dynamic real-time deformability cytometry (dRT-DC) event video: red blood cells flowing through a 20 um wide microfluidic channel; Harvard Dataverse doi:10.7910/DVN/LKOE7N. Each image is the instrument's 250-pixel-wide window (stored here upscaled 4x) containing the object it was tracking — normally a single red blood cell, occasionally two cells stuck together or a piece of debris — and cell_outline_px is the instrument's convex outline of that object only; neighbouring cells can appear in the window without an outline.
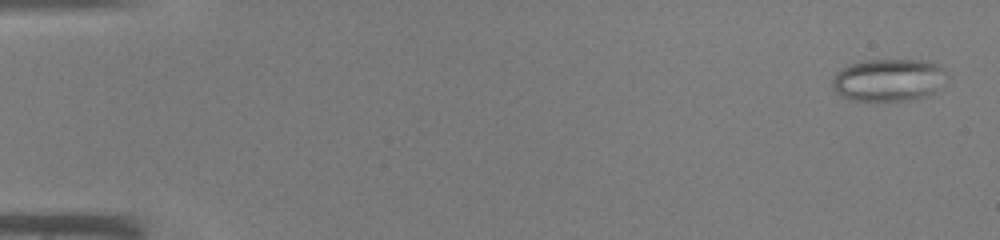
{"species": "common noctule bat (a hibernating species)", "species_latin": "Nyctalus noctula", "temperature_condition": "warm", "stored_images_in_passage": 45, "camera_frame_rate_fps": 3000, "um_per_image_px": 0.085, "animal": {"sex": "male", "body_mass_g": 19.0, "forearm_length_mm": 50.8}, "frame": {"image": 1, "passage_image": 2, "time_ms": 0.333, "image_size_px": [1000, 240], "cell_outline_px": [[948, 72], [932, 92], [928, 96], [916, 100], [848, 100], [840, 96], [832, 88], [832, 80], [836, 72], [852, 64], [864, 60], [932, 60], [940, 64]], "centroid_in_image_um": [75.52, 6.79], "position_along_channel_um": 9.5, "area_um2": 28.38}}
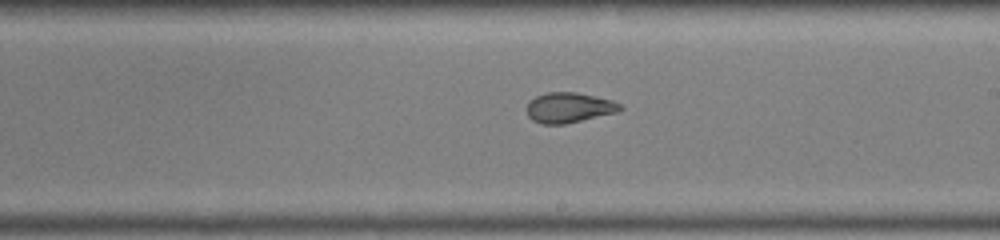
{"frame": {"image": 2, "passage_image": 27, "time_ms": 8.667, "image_size_px": [1000, 240], "cell_outline_px": [[624, 108], [616, 112], [564, 124], [540, 124], [532, 120], [528, 116], [528, 104], [536, 96], [548, 92], [576, 92], [596, 96], [612, 100], [620, 104]], "centroid_in_image_um": [48.37, 9.14], "position_along_channel_um": 240.6, "area_um2": 16.24}}
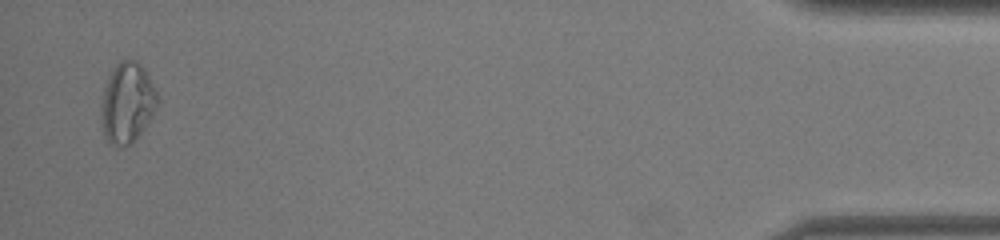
{"frame": {"image": 3, "passage_image": 44, "time_ms": 14.333, "image_size_px": [1000, 240], "cell_outline_px": [[156, 108], [152, 116], [136, 140], [132, 144], [112, 144], [104, 136], [100, 120], [100, 108], [104, 84], [108, 76], [116, 64], [120, 60], [136, 60], [144, 68], [156, 92]], "centroid_in_image_um": [10.77, 8.73], "position_along_channel_um": 424.4, "area_um2": 26.24}}